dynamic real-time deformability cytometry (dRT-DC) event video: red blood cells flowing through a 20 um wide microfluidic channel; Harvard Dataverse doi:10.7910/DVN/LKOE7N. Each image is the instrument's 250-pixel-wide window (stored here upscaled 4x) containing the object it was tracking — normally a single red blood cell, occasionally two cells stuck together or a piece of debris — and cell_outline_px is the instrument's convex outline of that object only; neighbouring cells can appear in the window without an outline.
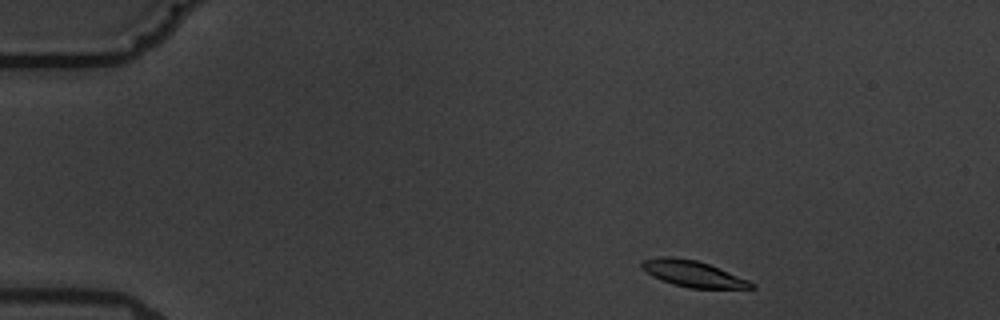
{"species": "common noctule bat (a hibernating species)", "species_latin": "Nyctalus noctula", "temperature_condition": "warm", "stored_images_in_passage": 8, "camera_frame_rate_fps": 3000, "um_per_image_px": 0.085, "animal": {"sex": "male", "body_mass_g": 19.5, "forearm_length_mm": 54.6}, "frame": {"image": 1, "passage_image": 1, "time_ms": 0.0, "image_size_px": [1000, 320], "cell_outline_px": [[756, 288], [692, 288], [672, 284], [652, 276], [640, 268], [640, 260], [660, 256], [672, 256], [696, 260], [708, 264], [748, 280], [756, 284]], "centroid_in_image_um": [58.83, 23.25], "position_along_channel_um": 26.2, "area_um2": 16.7}}
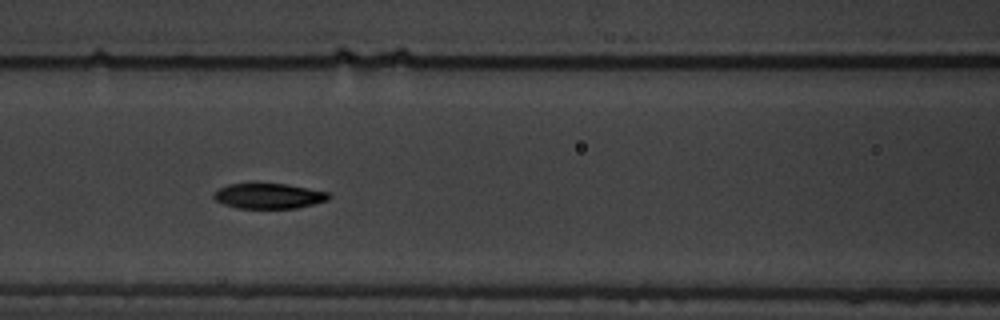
{"frame": {"image": 2, "passage_image": 6, "time_ms": 5.667, "image_size_px": [1000, 320], "cell_outline_px": [[332, 196], [328, 200], [296, 208], [236, 208], [224, 204], [216, 200], [212, 196], [212, 192], [228, 184], [288, 184], [328, 192]], "centroid_in_image_um": [22.83, 16.66], "position_along_channel_um": 143.8, "area_um2": 16.88}}
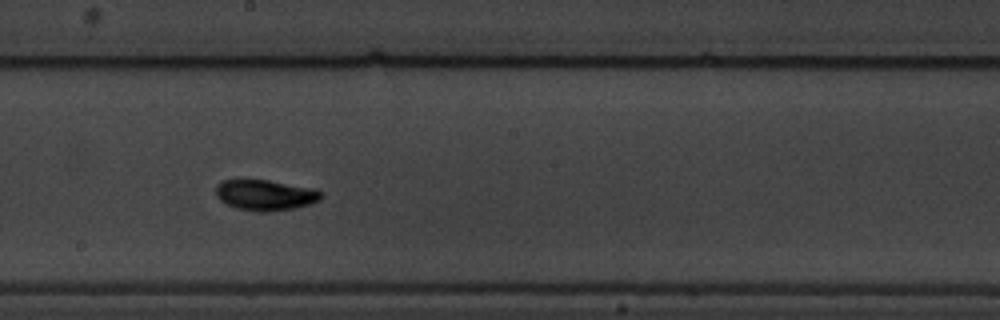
{"frame": {"image": 3, "passage_image": 8, "time_ms": 8.0, "image_size_px": [1000, 320], "cell_outline_px": [[320, 200], [308, 204], [292, 208], [268, 212], [256, 212], [236, 208], [220, 200], [216, 196], [216, 184], [220, 180], [268, 180], [316, 188], [320, 192]], "centroid_in_image_um": [22.51, 16.57], "position_along_channel_um": 225.7, "area_um2": 18.79}}